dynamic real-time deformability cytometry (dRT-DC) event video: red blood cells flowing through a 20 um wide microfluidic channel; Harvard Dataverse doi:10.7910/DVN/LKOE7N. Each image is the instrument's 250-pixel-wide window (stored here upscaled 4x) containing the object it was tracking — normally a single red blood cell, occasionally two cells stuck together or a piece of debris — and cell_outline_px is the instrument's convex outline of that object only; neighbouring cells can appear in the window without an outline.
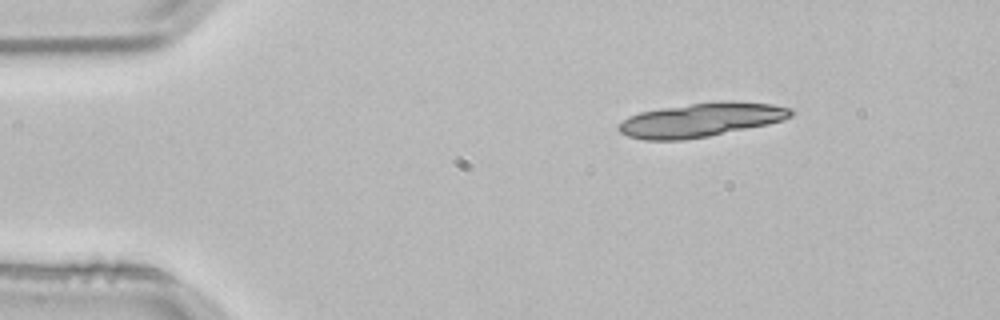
{"species": "common noctule bat (a hibernating species)", "species_latin": "Nyctalus noctula", "temperature_condition": "room temperature", "stored_images_in_passage": 2, "camera_frame_rate_fps": 3000, "um_per_image_px": 0.085, "animal": {"sex": "male", "body_mass_g": 21.5, "forearm_length_mm": 52.0}, "frame": {"image": 1, "passage_image": 1, "time_ms": 0.0, "image_size_px": [1000, 320], "cell_outline_px": [[792, 116], [768, 124], [708, 136], [684, 140], [644, 140], [628, 136], [620, 132], [616, 128], [628, 116], [640, 112], [664, 108], [692, 104], [772, 104], [792, 108]], "centroid_in_image_um": [59.49, 10.25], "position_along_channel_um": 25.5, "area_um2": 32.6}}